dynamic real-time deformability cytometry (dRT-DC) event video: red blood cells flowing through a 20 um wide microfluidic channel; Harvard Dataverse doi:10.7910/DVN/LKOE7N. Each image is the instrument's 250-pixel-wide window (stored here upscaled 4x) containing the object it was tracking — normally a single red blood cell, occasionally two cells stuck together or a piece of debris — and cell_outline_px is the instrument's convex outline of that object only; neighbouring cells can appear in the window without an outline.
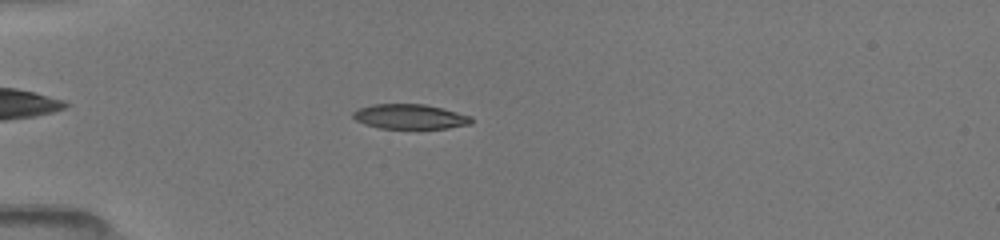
{"species": "common noctule bat (a hibernating species)", "species_latin": "Nyctalus noctula", "temperature_condition": "room temperature", "stored_images_in_passage": 49, "camera_frame_rate_fps": 3000, "um_per_image_px": 0.085, "animal": {"sex": "female", "body_mass_g": 19.5, "forearm_length_mm": 54.1}, "frame": {"image": 1, "passage_image": 13, "time_ms": 4.0, "image_size_px": [1000, 240], "cell_outline_px": [[472, 124], [448, 128], [380, 128], [364, 124], [356, 120], [352, 116], [352, 112], [360, 108], [372, 104], [424, 104], [472, 116]], "centroid_in_image_um": [34.84, 9.91], "position_along_channel_um": 50.2, "area_um2": 16.99}}
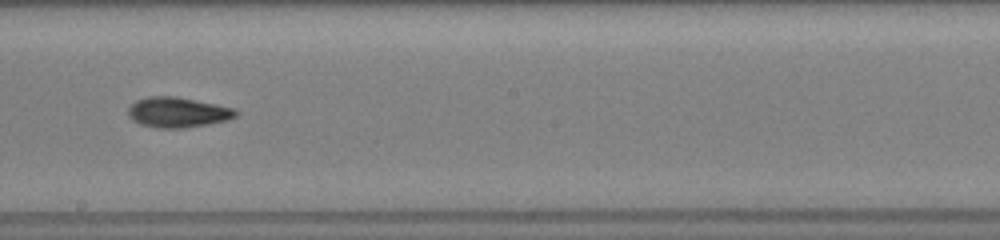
{"frame": {"image": 2, "passage_image": 28, "time_ms": 9.0, "image_size_px": [1000, 240], "cell_outline_px": [[240, 112], [236, 116], [228, 120], [208, 124], [184, 128], [156, 128], [140, 124], [132, 120], [128, 116], [128, 108], [136, 100], [148, 96], [176, 96], [236, 108]], "centroid_in_image_um": [15.12, 9.54], "position_along_channel_um": 233.1, "area_um2": 19.19}}
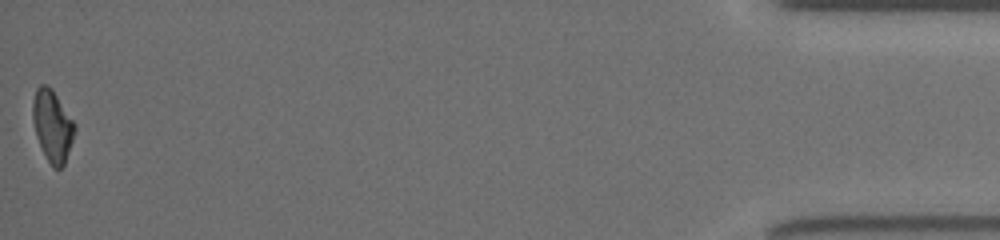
{"frame": {"image": 3, "passage_image": 49, "time_ms": 16.0, "image_size_px": [1000, 240], "cell_outline_px": [[76, 128], [64, 164], [60, 168], [52, 168], [36, 136], [32, 120], [32, 100], [36, 88], [40, 84], [48, 84], [52, 88], [76, 124]], "centroid_in_image_um": [4.44, 10.63], "position_along_channel_um": 430.8, "area_um2": 17.51}, "authors_computed_cell_mechanics": {"area_um2": 17.7446, "velocity_mm_per_s": 4.0585, "shape_relaxation_time_tau1_ms": 3.6304, "shape_relaxation_time_tau2_ms": 3.6655, "deformation_change_tau1": 0.1467, "deformation_change_tau2": 0.1078}}